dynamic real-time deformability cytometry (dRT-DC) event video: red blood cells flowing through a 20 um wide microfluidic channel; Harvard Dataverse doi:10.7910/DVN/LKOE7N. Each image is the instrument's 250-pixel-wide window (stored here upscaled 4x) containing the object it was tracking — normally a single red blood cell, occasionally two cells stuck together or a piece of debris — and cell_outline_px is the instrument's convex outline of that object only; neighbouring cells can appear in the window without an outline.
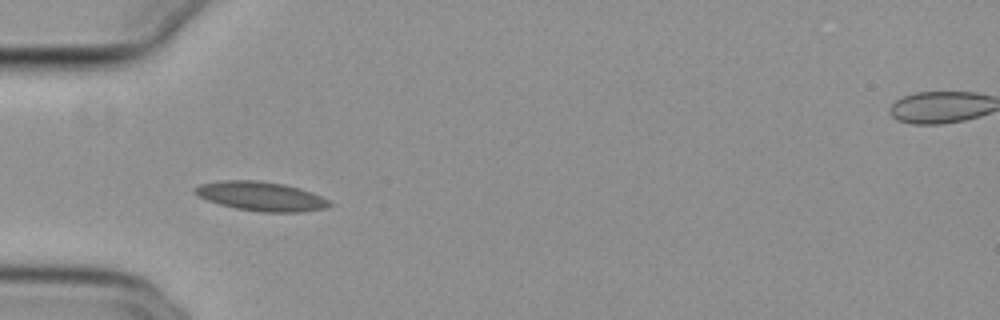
{"species": "common noctule bat (a hibernating species)", "species_latin": "Nyctalus noctula", "temperature_condition": "cold", "stored_images_in_passage": 38, "camera_frame_rate_fps": 3000, "um_per_image_px": 0.085, "animal": {"sex": "female", "body_mass_g": 29.2, "forearm_length_mm": 56.3}, "frame": {"image": 1, "passage_image": 1, "time_ms": 0.0, "image_size_px": [1000, 320], "cell_outline_px": [[332, 204], [324, 208], [304, 212], [260, 212], [236, 208], [220, 204], [196, 196], [192, 192], [192, 188], [200, 184], [220, 180], [256, 180], [284, 184], [300, 188], [312, 192], [328, 200]], "centroid_in_image_um": [22.14, 16.67], "position_along_channel_um": 62.9, "area_um2": 23.0}}
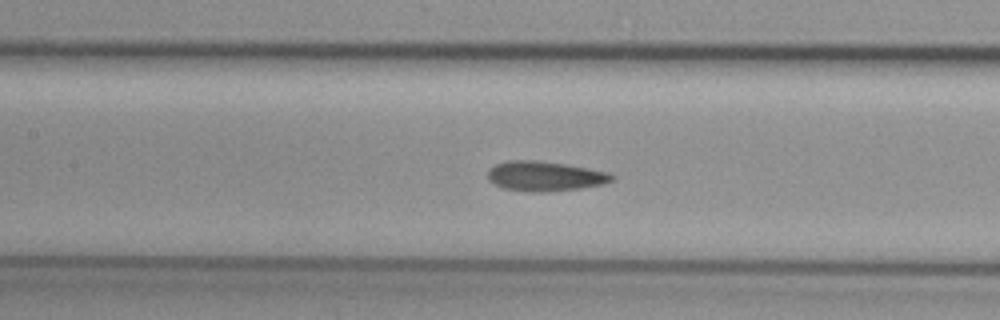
{"frame": {"image": 2, "passage_image": 9, "time_ms": 2.667, "image_size_px": [1000, 320], "cell_outline_px": [[616, 176], [612, 180], [604, 184], [580, 188], [544, 192], [528, 192], [504, 188], [492, 184], [488, 180], [488, 168], [496, 164], [508, 160], [536, 160], [564, 164], [588, 168], [608, 172]], "centroid_in_image_um": [46.28, 14.97], "position_along_channel_um": 161.1, "area_um2": 21.68}}
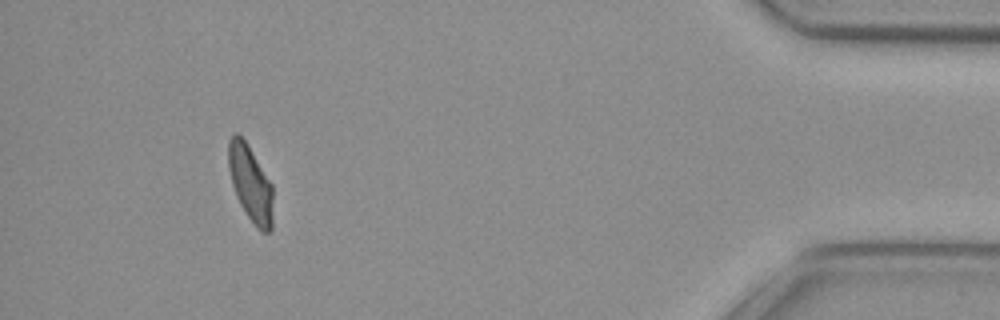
{"frame": {"image": 3, "passage_image": 34, "time_ms": 11.0, "image_size_px": [1000, 320], "cell_outline_px": [[272, 232], [260, 232], [256, 228], [240, 204], [236, 196], [232, 184], [228, 168], [228, 140], [236, 132], [244, 140], [272, 184]], "centroid_in_image_um": [21.28, 15.64], "position_along_channel_um": 413.9, "area_um2": 19.59}, "authors_computed_cell_mechanics": {"area_um2": 20.6635, "velocity_mm_per_s": 3.7904, "shape_relaxation_time_tau1_ms": null, "shape_relaxation_time_tau2_ms": 3.439, "deformation_change_tau1": null, "deformation_change_tau2": 0.0687}}